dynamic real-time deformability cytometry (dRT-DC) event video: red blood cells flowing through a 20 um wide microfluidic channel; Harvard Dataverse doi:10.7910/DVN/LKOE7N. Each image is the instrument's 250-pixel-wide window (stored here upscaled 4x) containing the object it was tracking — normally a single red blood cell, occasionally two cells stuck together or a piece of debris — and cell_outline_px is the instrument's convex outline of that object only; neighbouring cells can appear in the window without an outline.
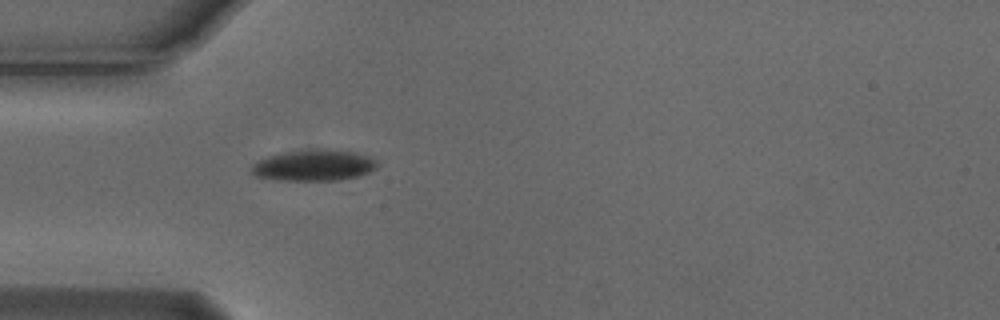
{"species": "Egyptian fruit bat (a non-hibernating species)", "species_latin": "Rousettus aegyptiacus", "temperature_condition": "cold", "stored_images_in_passage": 1, "camera_frame_rate_fps": 3000, "um_per_image_px": 0.085, "animal": {"sex": "male"}, "frame": {"image": 1, "passage_image": 1, "time_ms": 0.0, "image_size_px": [1000, 320], "cell_outline_px": [[380, 164], [376, 168], [368, 172], [356, 176], [340, 180], [276, 180], [256, 176], [252, 172], [252, 164], [268, 156], [284, 152], [316, 148], [356, 152], [368, 156], [376, 160]], "centroid_in_image_um": [26.7, 14.04], "position_along_channel_um": 58.3, "area_um2": 22.77}}